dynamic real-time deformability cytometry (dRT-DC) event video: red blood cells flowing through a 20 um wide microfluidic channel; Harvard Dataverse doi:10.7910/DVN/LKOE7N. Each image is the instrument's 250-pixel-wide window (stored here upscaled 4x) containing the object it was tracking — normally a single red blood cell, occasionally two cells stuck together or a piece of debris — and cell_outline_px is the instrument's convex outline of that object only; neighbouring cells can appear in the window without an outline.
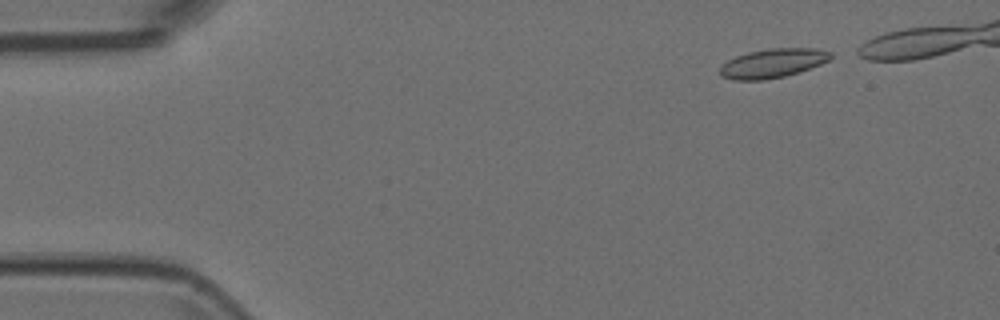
{"species": "Egyptian fruit bat (a non-hibernating species)", "species_latin": "Rousettus aegyptiacus", "temperature_condition": "room temperature", "stored_images_in_passage": 40, "camera_frame_rate_fps": 3000, "um_per_image_px": 0.085, "animal": {"sex": "female"}, "frame": {"image": 1, "passage_image": 2, "time_ms": 0.333, "image_size_px": [1000, 320], "cell_outline_px": [[832, 56], [828, 60], [820, 64], [800, 72], [784, 76], [764, 80], [732, 80], [720, 76], [720, 68], [728, 60], [736, 56], [748, 52], [768, 48], [816, 48], [832, 52]], "centroid_in_image_um": [65.68, 5.37], "position_along_channel_um": 19.3, "area_um2": 18.79}}
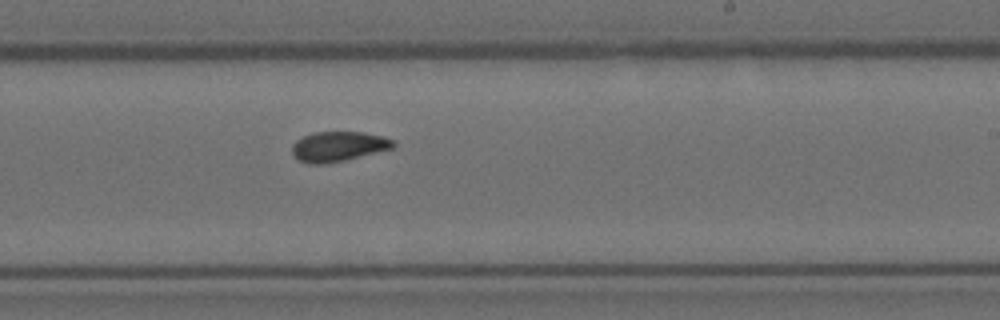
{"frame": {"image": 2, "passage_image": 28, "time_ms": 9.0, "image_size_px": [1000, 320], "cell_outline_px": [[396, 144], [392, 148], [344, 160], [324, 164], [308, 164], [292, 156], [292, 144], [296, 140], [312, 132], [364, 132], [384, 136], [392, 140]], "centroid_in_image_um": [28.72, 12.44], "position_along_channel_um": 260.3, "area_um2": 17.63}}
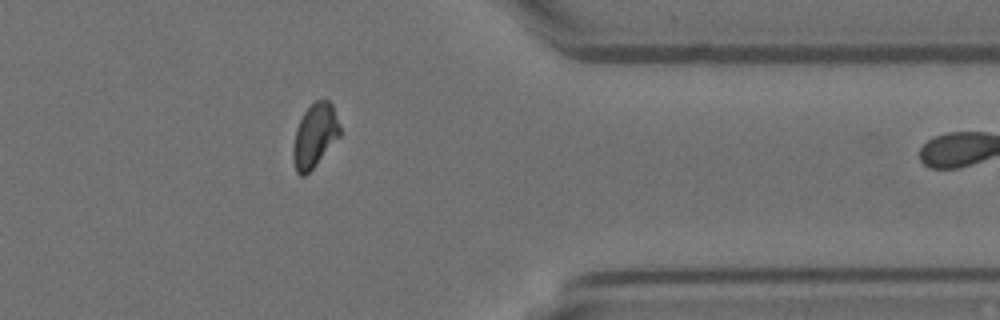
{"frame": {"image": 3, "passage_image": 39, "time_ms": 12.667, "image_size_px": [1000, 320], "cell_outline_px": [[340, 136], [316, 164], [304, 176], [300, 176], [296, 172], [292, 160], [292, 148], [296, 128], [304, 112], [316, 100], [328, 100], [332, 104], [340, 128]], "centroid_in_image_um": [26.73, 11.54], "position_along_channel_um": 384.7, "area_um2": 17.22}}